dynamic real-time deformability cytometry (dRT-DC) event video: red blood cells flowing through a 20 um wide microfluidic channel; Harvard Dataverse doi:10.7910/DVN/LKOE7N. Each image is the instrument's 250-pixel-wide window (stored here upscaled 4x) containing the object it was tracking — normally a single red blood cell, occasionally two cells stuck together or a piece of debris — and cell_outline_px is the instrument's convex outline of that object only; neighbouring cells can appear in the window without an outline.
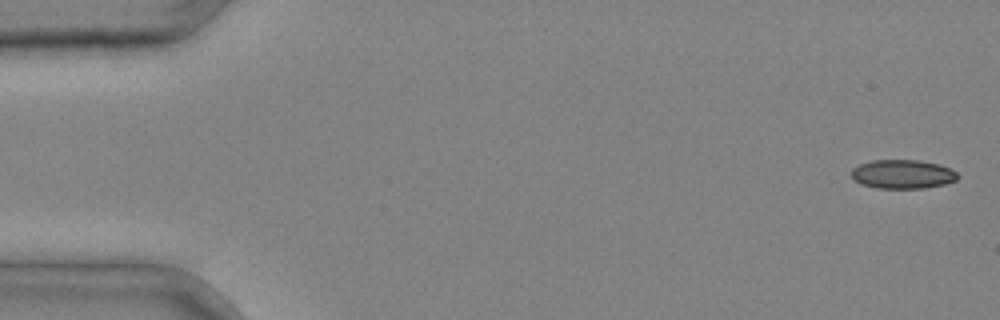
{"species": "common noctule bat (a hibernating species)", "species_latin": "Nyctalus noctula", "temperature_condition": "cold", "stored_images_in_passage": 3, "segment_of_instrument_passage": [2, 2], "camera_frame_rate_fps": 3000, "um_per_image_px": 0.085, "animal": {"sex": "male", "body_mass_g": 20.4}, "frame": {"image": 1, "passage_image": 3, "time_ms": 0.667, "image_size_px": [1000, 320], "cell_outline_px": [[960, 176], [956, 180], [944, 184], [924, 188], [876, 188], [860, 184], [852, 176], [852, 168], [860, 164], [872, 160], [920, 160], [940, 164], [956, 172]], "centroid_in_image_um": [76.73, 14.8], "position_along_channel_um": 8.3, "area_um2": 17.92}}